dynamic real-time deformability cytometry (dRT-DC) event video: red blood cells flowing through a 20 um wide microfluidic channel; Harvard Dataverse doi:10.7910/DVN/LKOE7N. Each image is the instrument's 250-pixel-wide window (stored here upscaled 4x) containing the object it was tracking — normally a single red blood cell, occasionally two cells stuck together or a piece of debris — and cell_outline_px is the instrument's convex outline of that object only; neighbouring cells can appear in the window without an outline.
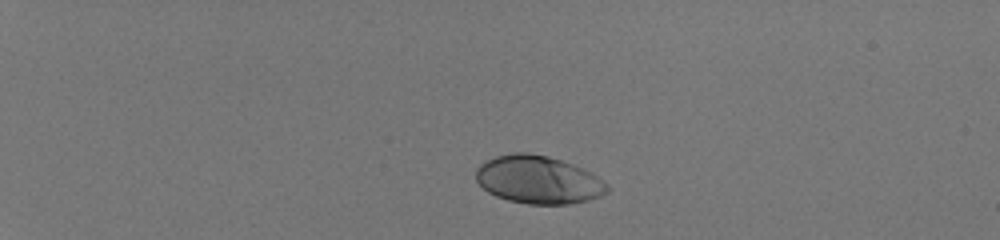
{"species": "human", "species_latin": "Homo sapiens", "temperature_condition": "room temperature", "stored_images_in_passage": 41, "camera_frame_rate_fps": 3000, "um_per_image_px": 0.085, "donor": {"sex": "male"}, "frame": {"image": 1, "passage_image": 1, "time_ms": 0.0, "image_size_px": [1000, 240], "cell_outline_px": [[608, 192], [600, 196], [588, 200], [568, 204], [528, 204], [508, 200], [496, 196], [488, 192], [476, 180], [476, 168], [480, 164], [496, 156], [512, 152], [528, 152], [548, 156], [572, 164], [596, 176], [608, 184]], "centroid_in_image_um": [45.73, 15.28], "position_along_channel_um": 39.3, "area_um2": 36.47}}
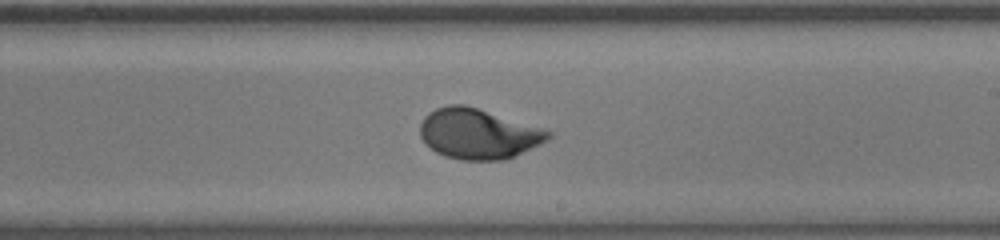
{"frame": {"image": 2, "passage_image": 24, "time_ms": 7.667, "image_size_px": [1000, 240], "cell_outline_px": [[552, 136], [548, 140], [504, 160], [460, 160], [444, 156], [436, 152], [424, 144], [420, 136], [420, 124], [424, 116], [428, 112], [436, 108], [448, 104], [464, 104], [540, 128], [552, 132]], "centroid_in_image_um": [40.58, 11.38], "position_along_channel_um": 248.4, "area_um2": 37.28}}
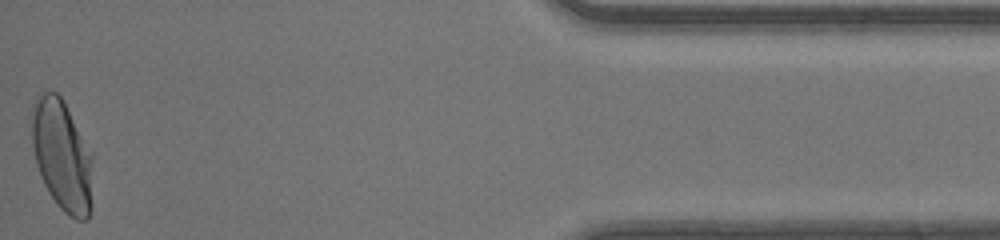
{"frame": {"image": 3, "passage_image": 41, "time_ms": 13.333, "image_size_px": [1000, 240], "cell_outline_px": [[92, 208], [88, 220], [76, 220], [64, 212], [60, 208], [48, 192], [40, 176], [36, 164], [32, 144], [28, 120], [28, 116], [36, 92], [56, 92], [60, 96], [92, 152]], "centroid_in_image_um": [5.23, 13.19], "position_along_channel_um": 430.0, "area_um2": 40.52}, "authors_computed_cell_mechanics": {"area_um2": 36.8764, "velocity_mm_per_s": 4.1373, "shape_relaxation_time_tau1_ms": 2.5114, "shape_relaxation_time_tau2_ms": null, "deformation_change_tau1": 0.1859, "deformation_change_tau2": null}}